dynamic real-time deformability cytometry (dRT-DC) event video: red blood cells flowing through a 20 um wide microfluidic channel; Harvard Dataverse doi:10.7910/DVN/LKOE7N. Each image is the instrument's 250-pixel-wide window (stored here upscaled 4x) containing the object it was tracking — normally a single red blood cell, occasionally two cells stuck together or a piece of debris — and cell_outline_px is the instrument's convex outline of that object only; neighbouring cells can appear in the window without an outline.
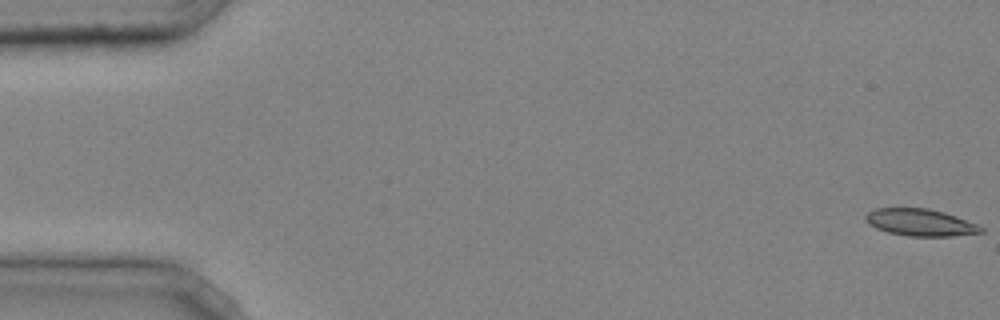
{"species": "common noctule bat (a hibernating species)", "species_latin": "Nyctalus noctula", "temperature_condition": "cold", "stored_images_in_passage": 4, "camera_frame_rate_fps": 3000, "um_per_image_px": 0.085, "animal": {"sex": "male", "body_mass_g": 20.4}, "frame": {"image": 1, "passage_image": 1, "time_ms": 0.0, "image_size_px": [1000, 320], "cell_outline_px": [[984, 232], [952, 236], [908, 236], [888, 232], [876, 228], [868, 224], [864, 220], [864, 216], [868, 212], [876, 208], [928, 208], [944, 212], [956, 216], [976, 224], [984, 228]], "centroid_in_image_um": [78.2, 18.9], "position_along_channel_um": 6.8, "area_um2": 18.21}}
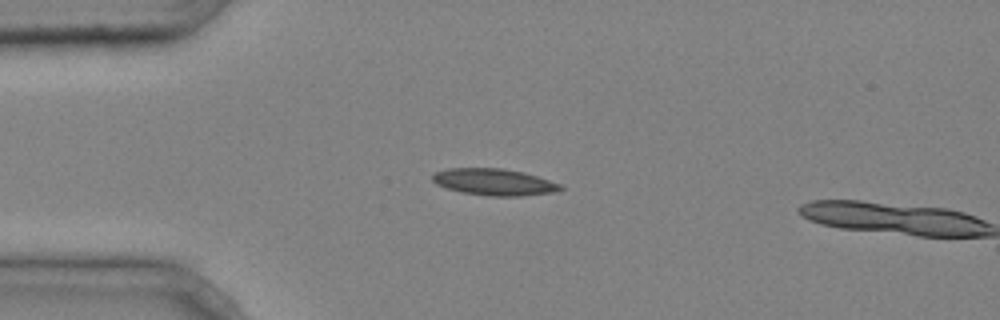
{"frame": {"image": 2, "passage_image": 3, "time_ms": 0.667, "image_size_px": [1000, 320], "cell_outline_px": [[564, 188], [556, 192], [520, 196], [488, 196], [460, 192], [436, 184], [432, 180], [432, 176], [436, 172], [448, 168], [504, 168], [524, 172], [560, 184]], "centroid_in_image_um": [42.0, 15.47], "position_along_channel_um": 43.0, "area_um2": 19.88}}